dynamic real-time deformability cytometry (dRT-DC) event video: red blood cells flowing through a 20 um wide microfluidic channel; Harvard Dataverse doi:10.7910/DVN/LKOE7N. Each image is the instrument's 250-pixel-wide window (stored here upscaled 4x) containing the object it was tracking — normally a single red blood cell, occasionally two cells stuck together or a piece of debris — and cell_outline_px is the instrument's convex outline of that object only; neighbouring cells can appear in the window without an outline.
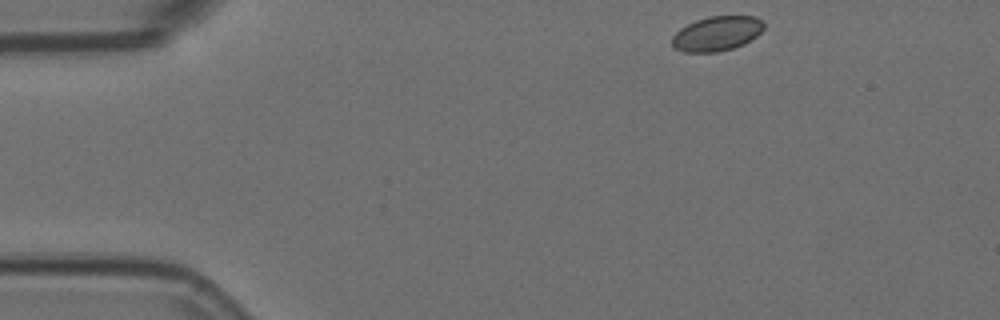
{"species": "Egyptian fruit bat (a non-hibernating species)", "species_latin": "Rousettus aegyptiacus", "temperature_condition": "room temperature", "stored_images_in_passage": 49, "camera_frame_rate_fps": 3000, "um_per_image_px": 0.085, "animal": {"sex": "female"}, "frame": {"image": 1, "passage_image": 1, "time_ms": 0.0, "image_size_px": [1000, 320], "cell_outline_px": [[764, 28], [756, 36], [744, 44], [732, 48], [716, 52], [684, 52], [672, 48], [672, 36], [680, 28], [696, 20], [708, 16], [756, 16], [764, 24]], "centroid_in_image_um": [60.91, 2.85], "position_along_channel_um": 24.1, "area_um2": 18.55}}
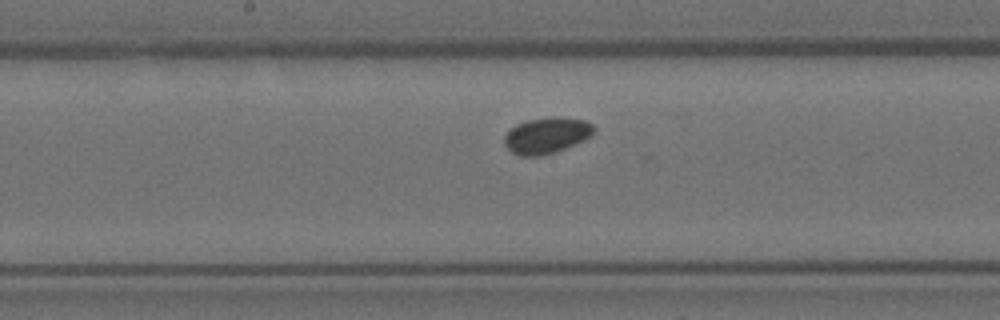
{"frame": {"image": 2, "passage_image": 22, "time_ms": 7.0, "image_size_px": [1000, 320], "cell_outline_px": [[596, 132], [592, 136], [584, 140], [556, 152], [540, 156], [520, 156], [512, 152], [504, 144], [504, 136], [516, 124], [528, 120], [552, 116], [556, 116], [584, 120], [592, 124], [596, 128]], "centroid_in_image_um": [46.49, 11.51], "position_along_channel_um": 201.7, "area_um2": 18.96}}
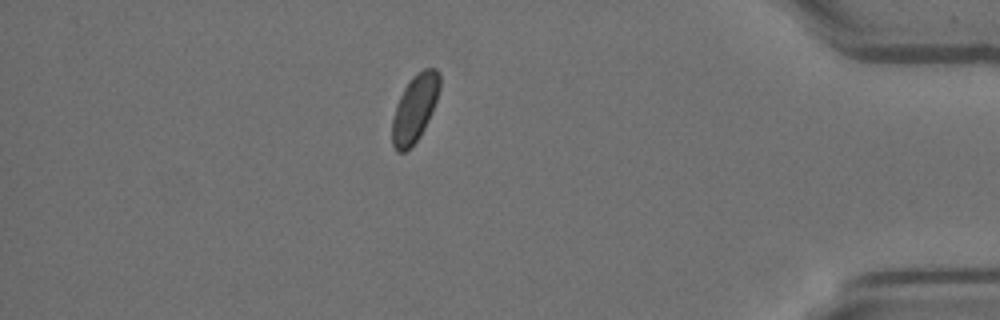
{"frame": {"image": 3, "passage_image": 42, "time_ms": 13.667, "image_size_px": [1000, 320], "cell_outline_px": [[440, 88], [432, 112], [420, 136], [404, 152], [396, 152], [392, 144], [392, 120], [396, 104], [408, 80], [412, 76], [424, 68], [436, 68], [440, 72]], "centroid_in_image_um": [35.25, 9.17], "position_along_channel_um": 399.9, "area_um2": 18.61}}